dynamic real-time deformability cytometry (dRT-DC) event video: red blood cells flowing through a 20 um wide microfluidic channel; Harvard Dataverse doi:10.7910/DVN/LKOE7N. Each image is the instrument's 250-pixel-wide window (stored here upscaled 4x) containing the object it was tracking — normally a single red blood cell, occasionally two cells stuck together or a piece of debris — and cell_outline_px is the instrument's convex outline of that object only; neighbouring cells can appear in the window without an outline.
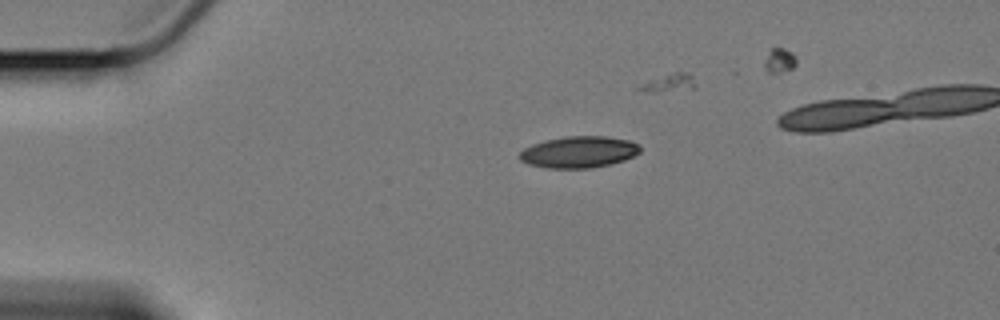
{"species": "Egyptian fruit bat (a non-hibernating species)", "species_latin": "Rousettus aegyptiacus", "temperature_condition": "cold", "stored_images_in_passage": 39, "camera_frame_rate_fps": 3000, "um_per_image_px": 0.085, "animal": {"sex": "female"}, "frame": {"image": 1, "passage_image": 3, "time_ms": 0.667, "image_size_px": [1000, 320], "cell_outline_px": [[640, 152], [624, 160], [612, 164], [592, 168], [544, 168], [528, 164], [520, 160], [516, 156], [524, 148], [532, 144], [544, 140], [564, 136], [608, 136], [628, 140], [640, 144]], "centroid_in_image_um": [49.17, 12.92], "position_along_channel_um": 35.8, "area_um2": 22.48}}
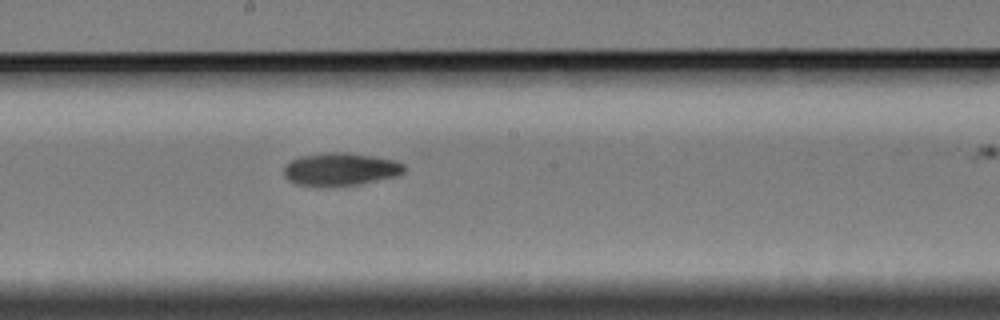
{"frame": {"image": 2, "passage_image": 23, "time_ms": 7.333, "image_size_px": [1000, 320], "cell_outline_px": [[404, 172], [396, 176], [356, 184], [296, 184], [288, 180], [284, 176], [284, 164], [300, 156], [324, 152], [348, 152], [376, 156], [396, 160], [404, 164]], "centroid_in_image_um": [28.95, 14.33], "position_along_channel_um": 219.3, "area_um2": 22.6}}
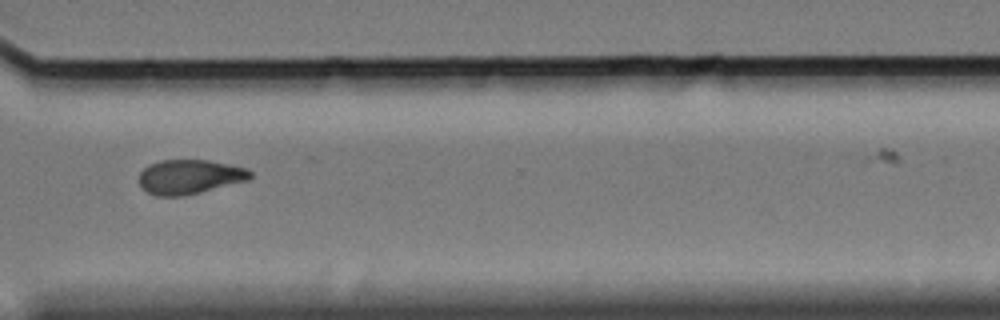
{"frame": {"image": 3, "passage_image": 35, "time_ms": 11.333, "image_size_px": [1000, 320], "cell_outline_px": [[252, 176], [248, 180], [200, 192], [180, 196], [156, 196], [148, 192], [140, 184], [140, 172], [148, 164], [160, 160], [208, 160], [248, 168], [252, 172]], "centroid_in_image_um": [16.12, 15.01], "position_along_channel_um": 354.5, "area_um2": 22.2}}